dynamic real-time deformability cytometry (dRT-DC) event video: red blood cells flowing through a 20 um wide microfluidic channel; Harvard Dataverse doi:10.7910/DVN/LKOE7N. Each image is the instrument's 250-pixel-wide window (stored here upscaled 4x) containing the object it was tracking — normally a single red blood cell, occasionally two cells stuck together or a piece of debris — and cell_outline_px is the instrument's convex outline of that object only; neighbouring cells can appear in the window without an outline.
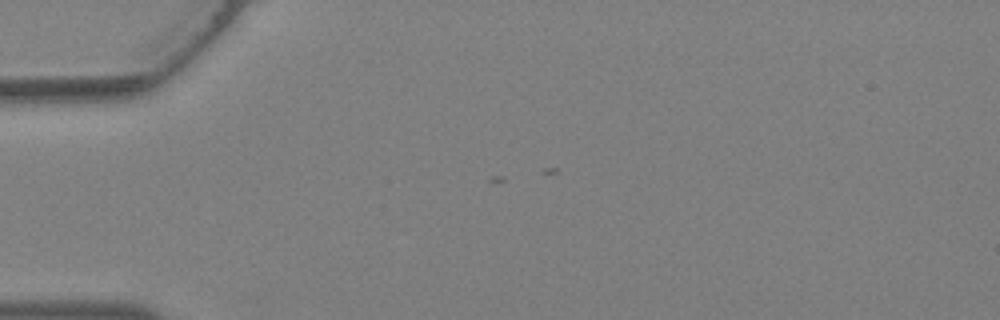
{"species": "Egyptian fruit bat (a non-hibernating species)", "species_latin": "Rousettus aegyptiacus", "temperature_condition": "warm", "stored_images_in_passage": 2, "camera_frame_rate_fps": 3000, "um_per_image_px": 0.085, "animal": {"sex": "female"}, "frame": {"image": 1, "passage_image": 1, "time_ms": 0.0, "image_size_px": [1000, 320], "cell_outline_px": [[392, 296], [380, 300], [372, 296], [268, 204], [212, 148], [204, 136], [208, 132], [212, 132], [220, 136], [252, 156], [288, 184], [380, 280]], "centroid_in_image_um": [25.26, 18.15], "position_along_channel_um": 59.7, "area_um2": 37.74}}